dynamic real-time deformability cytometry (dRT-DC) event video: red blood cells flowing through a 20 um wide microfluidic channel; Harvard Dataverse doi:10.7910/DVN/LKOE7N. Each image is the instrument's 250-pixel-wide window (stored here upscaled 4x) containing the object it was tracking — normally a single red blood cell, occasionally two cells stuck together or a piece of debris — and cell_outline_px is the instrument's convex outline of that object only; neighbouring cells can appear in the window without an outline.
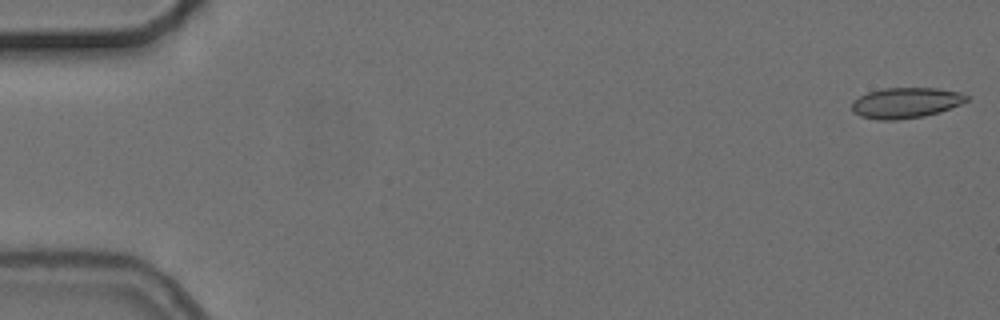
{"species": "common noctule bat (a hibernating species)", "species_latin": "Nyctalus noctula", "temperature_condition": "cold", "stored_images_in_passage": 10, "camera_frame_rate_fps": 3000, "um_per_image_px": 0.085, "animal": {"sex": "female", "body_mass_g": 24.6, "forearm_length_mm": 56.2}, "frame": {"image": 1, "passage_image": 1, "time_ms": 0.0, "image_size_px": [1000, 320], "cell_outline_px": [[972, 96], [968, 100], [960, 104], [940, 112], [924, 116], [896, 120], [876, 120], [860, 116], [852, 112], [852, 104], [860, 96], [868, 92], [884, 88], [936, 88], [960, 92]], "centroid_in_image_um": [77.02, 8.74], "position_along_channel_um": 8.0, "area_um2": 20.52}}
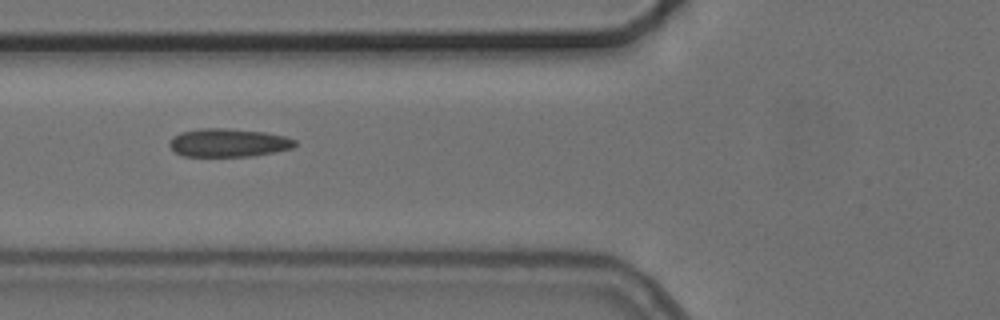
{"frame": {"image": 2, "passage_image": 6, "time_ms": 6.667, "image_size_px": [1000, 320], "cell_outline_px": [[296, 144], [292, 148], [252, 156], [180, 156], [168, 144], [172, 136], [180, 132], [200, 128], [228, 128], [264, 132], [284, 136], [296, 140]], "centroid_in_image_um": [19.37, 12.12], "position_along_channel_um": 106.4, "area_um2": 20.69}}
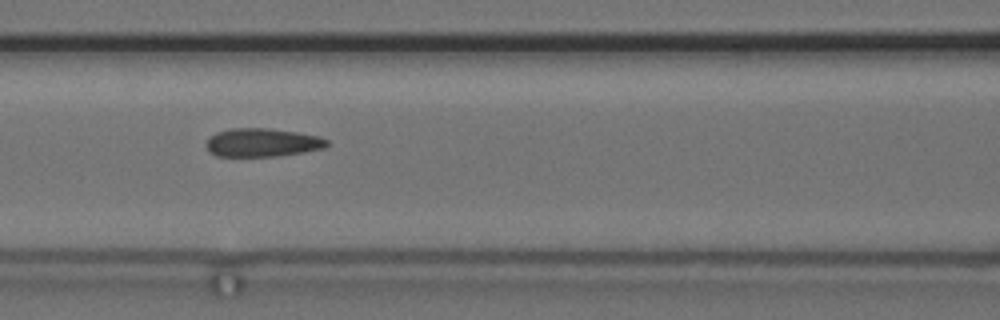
{"frame": {"image": 3, "passage_image": 7, "time_ms": 7.667, "image_size_px": [1000, 320], "cell_outline_px": [[328, 144], [324, 148], [304, 152], [276, 156], [216, 156], [204, 144], [216, 132], [232, 128], [268, 128], [296, 132], [320, 136], [328, 140]], "centroid_in_image_um": [22.32, 12.11], "position_along_channel_um": 144.3, "area_um2": 19.88}}